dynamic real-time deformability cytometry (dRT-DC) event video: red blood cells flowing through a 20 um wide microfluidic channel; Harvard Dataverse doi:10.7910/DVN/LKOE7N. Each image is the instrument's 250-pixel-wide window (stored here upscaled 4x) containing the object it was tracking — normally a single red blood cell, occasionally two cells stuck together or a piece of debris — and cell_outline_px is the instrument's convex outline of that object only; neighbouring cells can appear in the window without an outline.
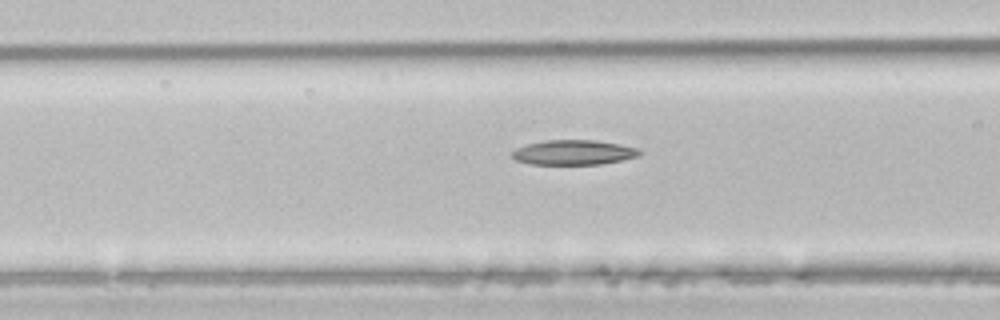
{"species": "common noctule bat (a hibernating species)", "species_latin": "Nyctalus noctula", "temperature_condition": "room temperature", "stored_images_in_passage": 28, "camera_frame_rate_fps": 3000, "um_per_image_px": 0.085, "animal": {"sex": "male", "body_mass_g": 21.5, "forearm_length_mm": 52.0}, "frame": {"image": 1, "passage_image": 8, "time_ms": 2.333, "image_size_px": [1000, 320], "cell_outline_px": [[644, 152], [640, 156], [624, 160], [600, 164], [532, 164], [516, 160], [512, 156], [512, 152], [516, 148], [528, 144], [548, 140], [596, 140], [620, 144], [636, 148]], "centroid_in_image_um": [48.82, 12.96], "position_along_channel_um": 117.8, "area_um2": 18.44}}
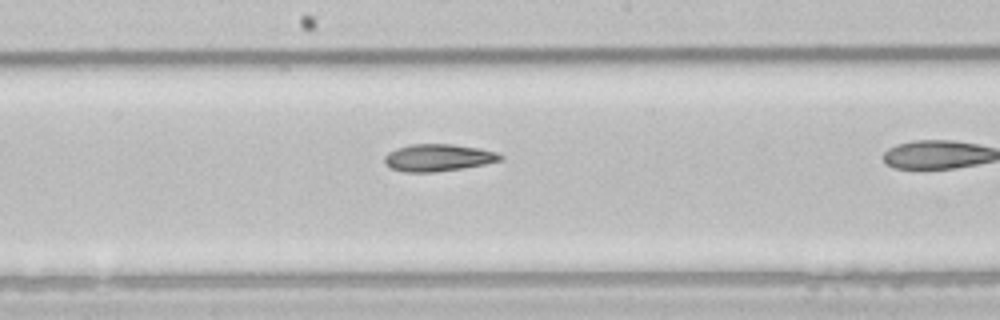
{"frame": {"image": 2, "passage_image": 15, "time_ms": 4.667, "image_size_px": [1000, 320], "cell_outline_px": [[504, 156], [500, 160], [484, 164], [464, 168], [436, 172], [404, 172], [392, 168], [384, 164], [384, 156], [388, 152], [396, 148], [408, 144], [452, 144], [480, 148], [496, 152]], "centroid_in_image_um": [37.21, 13.4], "position_along_channel_um": 211.0, "area_um2": 18.44}}
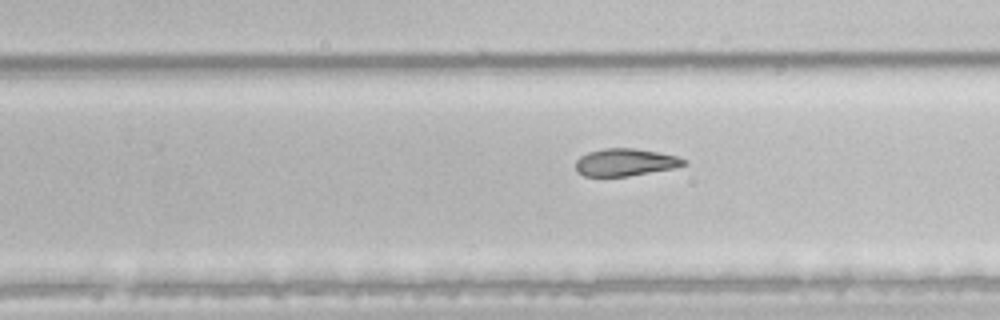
{"frame": {"image": 3, "passage_image": 20, "time_ms": 6.333, "image_size_px": [1000, 320], "cell_outline_px": [[688, 164], [672, 168], [628, 176], [584, 176], [576, 172], [576, 160], [580, 156], [588, 152], [604, 148], [636, 148], [676, 156], [688, 160]], "centroid_in_image_um": [53.13, 13.79], "position_along_channel_um": 276.7, "area_um2": 17.22}}